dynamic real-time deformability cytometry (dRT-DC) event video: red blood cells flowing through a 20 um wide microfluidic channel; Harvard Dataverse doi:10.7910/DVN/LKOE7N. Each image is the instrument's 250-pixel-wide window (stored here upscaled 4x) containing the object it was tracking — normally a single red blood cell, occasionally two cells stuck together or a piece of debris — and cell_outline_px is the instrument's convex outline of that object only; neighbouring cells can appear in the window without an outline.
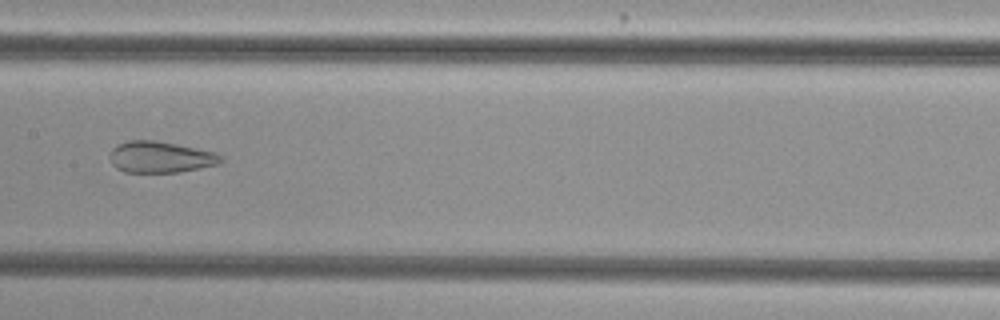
{"species": "common noctule bat (a hibernating species)", "species_latin": "Nyctalus noctula", "temperature_condition": "cold", "stored_images_in_passage": 7, "camera_frame_rate_fps": 3000, "um_per_image_px": 0.085, "animal": {"sex": "female", "body_mass_g": 29.2, "forearm_length_mm": 56.3}, "frame": {"image": 1, "passage_image": 7, "time_ms": 2.0, "image_size_px": [1000, 320], "cell_outline_px": [[224, 160], [220, 164], [180, 172], [124, 172], [116, 168], [112, 164], [108, 156], [112, 148], [128, 140], [152, 140], [176, 144], [216, 152]], "centroid_in_image_um": [13.63, 13.36], "position_along_channel_um": 193.8, "area_um2": 20.35}}